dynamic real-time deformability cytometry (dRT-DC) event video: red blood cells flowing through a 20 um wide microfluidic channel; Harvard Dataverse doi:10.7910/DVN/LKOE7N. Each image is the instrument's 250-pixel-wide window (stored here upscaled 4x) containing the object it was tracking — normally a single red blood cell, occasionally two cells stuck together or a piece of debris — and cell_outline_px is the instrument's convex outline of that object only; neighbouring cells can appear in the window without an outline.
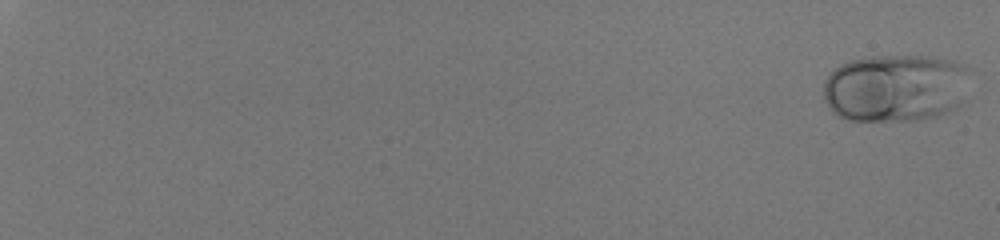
{"species": "human", "species_latin": "Homo sapiens", "temperature_condition": "room temperature", "stored_images_in_passage": 56, "camera_frame_rate_fps": 3000, "um_per_image_px": 0.085, "donor": {"sex": "male"}, "frame": {"image": 1, "passage_image": 1, "time_ms": 0.0, "image_size_px": [1000, 240], "cell_outline_px": [[964, 68], [960, 104], [956, 108], [940, 116], [916, 120], [848, 120], [836, 116], [832, 112], [824, 100], [824, 80], [840, 64], [852, 60], [872, 56], [932, 56], [952, 60], [964, 64]], "centroid_in_image_um": [76.02, 7.48], "position_along_channel_um": 9.0, "area_um2": 57.45}}
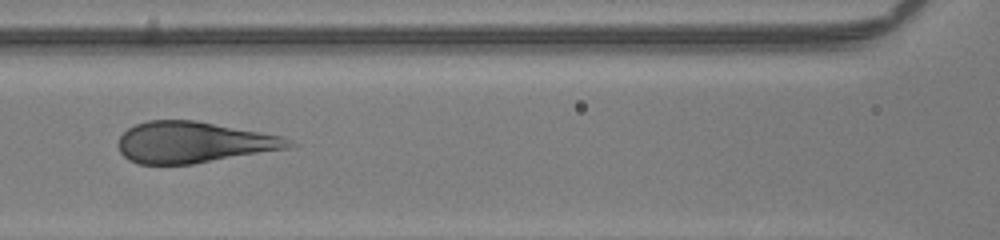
{"frame": {"image": 2, "passage_image": 32, "time_ms": 10.333, "image_size_px": [1000, 240], "cell_outline_px": [[296, 144], [292, 148], [192, 164], [136, 164], [128, 160], [120, 152], [116, 144], [120, 136], [128, 128], [136, 124], [148, 120], [196, 120], [284, 136]], "centroid_in_image_um": [16.46, 12.1], "position_along_channel_um": 150.1, "area_um2": 41.27}}
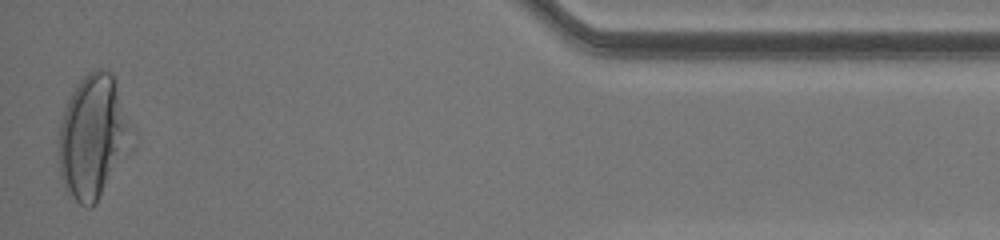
{"frame": {"image": 3, "passage_image": 56, "time_ms": 18.333, "image_size_px": [1000, 240], "cell_outline_px": [[120, 148], [96, 204], [92, 208], [84, 208], [64, 188], [60, 176], [56, 152], [60, 124], [64, 108], [72, 92], [80, 80], [88, 72], [96, 68], [100, 68], [112, 72], [116, 96], [120, 124]], "centroid_in_image_um": [7.57, 11.65], "position_along_channel_um": 427.6, "area_um2": 46.93}, "authors_computed_cell_mechanics": {"area_um2": 46.8469, "velocity_mm_per_s": 4.0771, "shape_relaxation_time_tau1_ms": 3.9452, "shape_relaxation_time_tau2_ms": null, "deformation_change_tau1": 0.1882, "deformation_change_tau2": null}}